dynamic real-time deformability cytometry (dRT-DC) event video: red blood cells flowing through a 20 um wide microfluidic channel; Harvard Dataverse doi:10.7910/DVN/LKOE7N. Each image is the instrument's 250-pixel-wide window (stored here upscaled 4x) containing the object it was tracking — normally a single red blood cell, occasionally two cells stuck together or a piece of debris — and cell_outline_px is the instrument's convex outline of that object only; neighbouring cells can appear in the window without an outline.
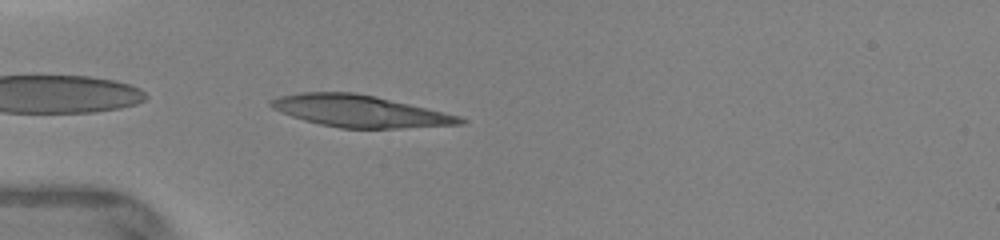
{"species": "human", "species_latin": "Homo sapiens", "temperature_condition": "warm", "stored_images_in_passage": 10, "segment_of_instrument_passage": [2, 2], "camera_frame_rate_fps": 3000, "um_per_image_px": 0.085, "donor": {"sex": "female"}, "frame": {"image": 1, "passage_image": 7, "time_ms": 3.667, "image_size_px": [1000, 240], "cell_outline_px": [[468, 120], [464, 124], [400, 128], [340, 128], [320, 124], [304, 120], [280, 112], [272, 108], [268, 104], [272, 100], [280, 96], [300, 92], [352, 92], [376, 96], [460, 116]], "centroid_in_image_um": [30.58, 9.44], "position_along_channel_um": 54.4, "area_um2": 34.91}}